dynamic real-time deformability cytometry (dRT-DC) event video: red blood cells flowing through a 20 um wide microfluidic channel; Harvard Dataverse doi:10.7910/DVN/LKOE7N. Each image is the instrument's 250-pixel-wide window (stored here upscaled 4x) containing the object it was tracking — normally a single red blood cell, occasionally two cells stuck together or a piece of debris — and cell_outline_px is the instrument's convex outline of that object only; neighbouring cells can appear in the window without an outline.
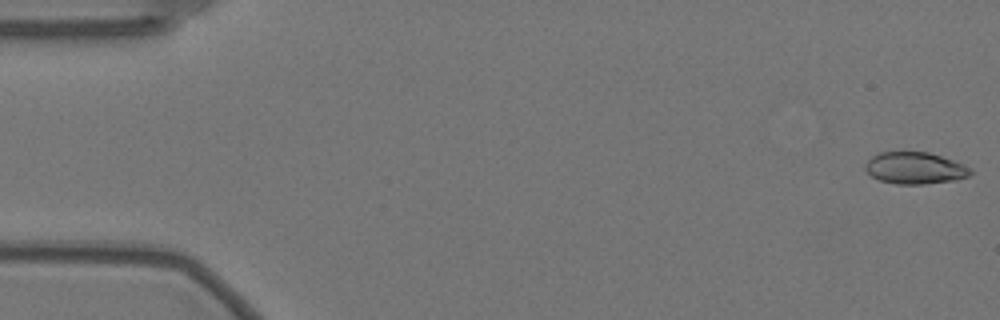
{"species": "Egyptian fruit bat (a non-hibernating species)", "species_latin": "Rousettus aegyptiacus", "temperature_condition": "warm", "stored_images_in_passage": 18, "camera_frame_rate_fps": 3000, "um_per_image_px": 0.085, "animal": {"sex": "female"}, "frame": {"image": 1, "passage_image": 1, "time_ms": 0.0, "image_size_px": [1000, 320], "cell_outline_px": [[972, 172], [968, 176], [956, 180], [924, 184], [896, 184], [880, 180], [872, 176], [864, 168], [864, 164], [872, 156], [880, 152], [928, 152], [964, 164], [972, 168]], "centroid_in_image_um": [77.77, 14.29], "position_along_channel_um": 7.2, "area_um2": 19.48}}
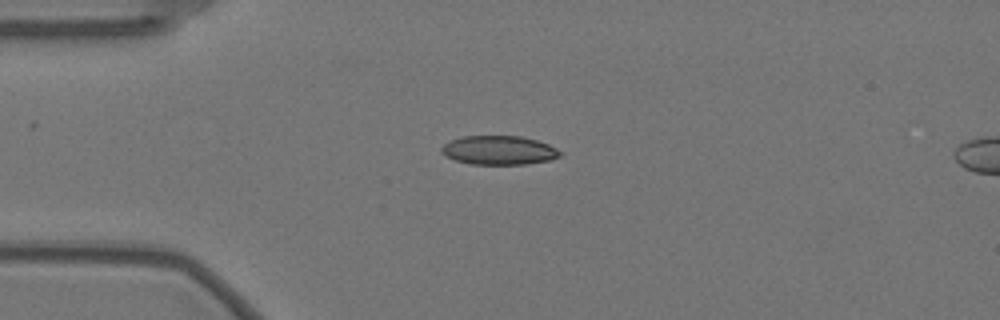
{"frame": {"image": 2, "passage_image": 14, "time_ms": 4.333, "image_size_px": [1000, 320], "cell_outline_px": [[564, 152], [560, 156], [552, 160], [524, 164], [472, 164], [456, 160], [440, 152], [440, 148], [444, 144], [460, 136], [520, 136], [536, 140], [548, 144]], "centroid_in_image_um": [42.44, 12.77], "position_along_channel_um": 42.6, "area_um2": 20.0}}